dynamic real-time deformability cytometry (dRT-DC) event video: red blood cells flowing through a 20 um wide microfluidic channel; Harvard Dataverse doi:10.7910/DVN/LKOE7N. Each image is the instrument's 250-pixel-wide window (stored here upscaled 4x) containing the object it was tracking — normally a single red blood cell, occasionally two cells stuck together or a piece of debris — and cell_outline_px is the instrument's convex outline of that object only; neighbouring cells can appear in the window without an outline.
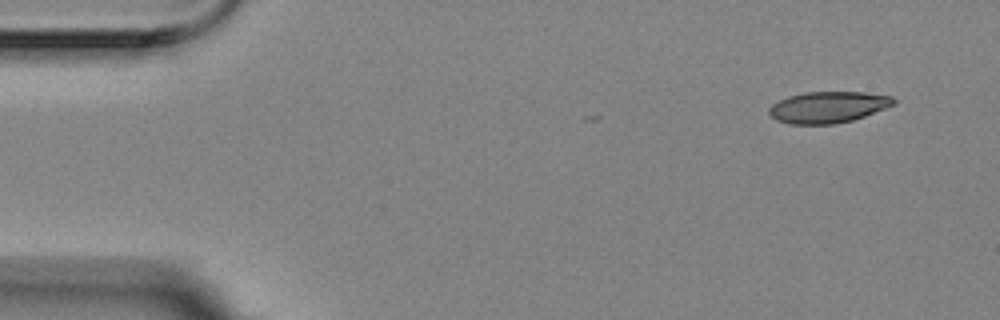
{"species": "Egyptian fruit bat (a non-hibernating species)", "species_latin": "Rousettus aegyptiacus", "temperature_condition": "room temperature", "stored_images_in_passage": 4, "camera_frame_rate_fps": 3000, "um_per_image_px": 0.085, "animal": {"sex": "female"}, "frame": {"image": 1, "passage_image": 1, "time_ms": 0.0, "image_size_px": [1000, 320], "cell_outline_px": [[896, 104], [864, 116], [852, 120], [832, 124], [788, 124], [776, 120], [768, 112], [768, 108], [772, 104], [788, 96], [804, 92], [864, 92], [892, 96], [896, 100]], "centroid_in_image_um": [70.38, 9.1], "position_along_channel_um": 14.6, "area_um2": 22.77}}